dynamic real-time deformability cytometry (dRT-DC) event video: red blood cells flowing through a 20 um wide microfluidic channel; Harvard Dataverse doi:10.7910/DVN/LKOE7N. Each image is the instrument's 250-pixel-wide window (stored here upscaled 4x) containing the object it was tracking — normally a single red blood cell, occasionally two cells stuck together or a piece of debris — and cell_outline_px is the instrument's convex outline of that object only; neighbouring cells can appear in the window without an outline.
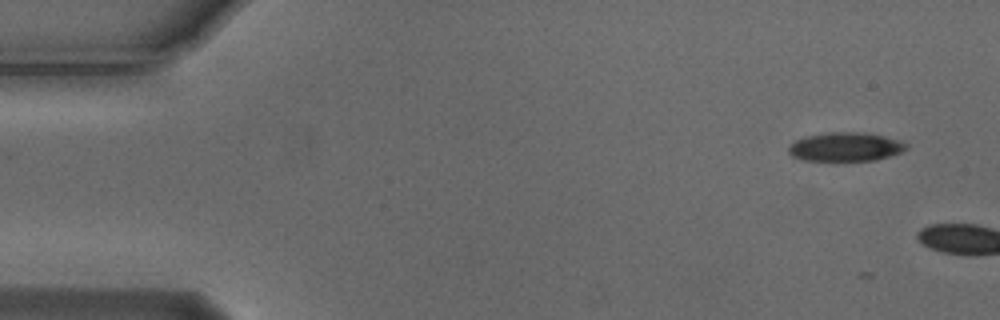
{"species": "Egyptian fruit bat (a non-hibernating species)", "species_latin": "Rousettus aegyptiacus", "temperature_condition": "cold", "stored_images_in_passage": 2, "camera_frame_rate_fps": 3000, "um_per_image_px": 0.085, "animal": {"sex": "male"}, "frame": {"image": 1, "passage_image": 1, "time_ms": 0.0, "image_size_px": [1000, 320], "cell_outline_px": [[908, 148], [900, 152], [876, 160], [804, 160], [792, 156], [788, 152], [788, 144], [796, 140], [808, 136], [828, 132], [864, 132], [884, 136], [900, 140], [908, 144]], "centroid_in_image_um": [71.87, 12.47], "position_along_channel_um": 13.1, "area_um2": 19.71}}